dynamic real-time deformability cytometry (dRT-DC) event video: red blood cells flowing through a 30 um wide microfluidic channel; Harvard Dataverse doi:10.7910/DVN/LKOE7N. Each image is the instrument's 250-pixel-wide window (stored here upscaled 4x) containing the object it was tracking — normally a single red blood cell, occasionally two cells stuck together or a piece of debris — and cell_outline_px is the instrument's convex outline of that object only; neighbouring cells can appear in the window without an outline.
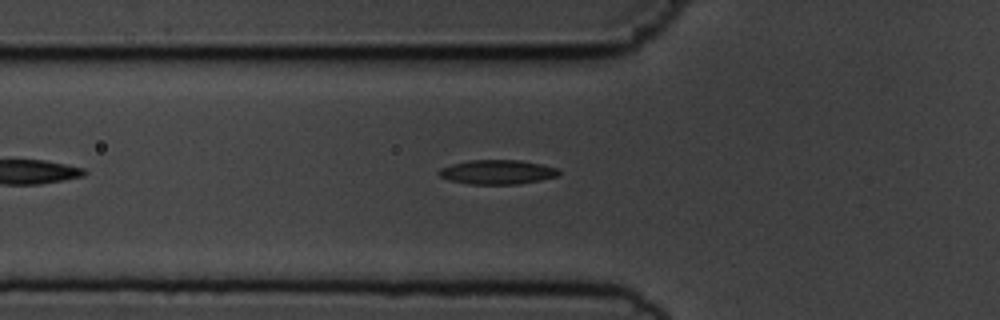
{"species": "common noctule bat (a hibernating species)", "species_latin": "Nyctalus noctula", "temperature_condition": "cold", "stored_images_in_passage": 37, "camera_frame_rate_fps": 3000, "um_per_image_px": 0.085, "animal": {"sex": "male", "body_mass_g": 19.5, "forearm_length_mm": 54.6}, "frame": {"image": 1, "passage_image": 4, "time_ms": 1.0, "image_size_px": [1000, 320], "cell_outline_px": [[560, 176], [540, 180], [516, 184], [468, 184], [448, 180], [440, 176], [436, 172], [440, 168], [452, 164], [468, 160], [520, 160], [540, 164], [556, 168], [560, 172]], "centroid_in_image_um": [42.24, 14.62], "position_along_channel_um": 83.6, "area_um2": 17.05}}
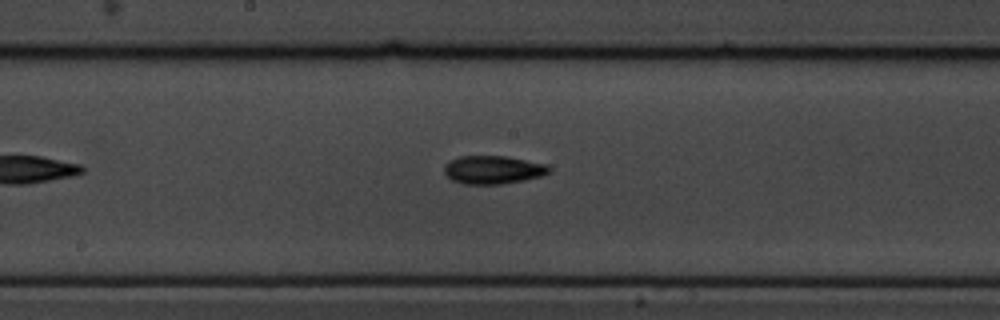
{"frame": {"image": 2, "passage_image": 14, "time_ms": 4.333, "image_size_px": [1000, 320], "cell_outline_px": [[552, 172], [540, 176], [524, 180], [500, 184], [464, 184], [452, 180], [444, 172], [444, 164], [460, 156], [508, 156], [548, 164], [552, 168]], "centroid_in_image_um": [41.96, 14.42], "position_along_channel_um": 206.2, "area_um2": 17.4}}
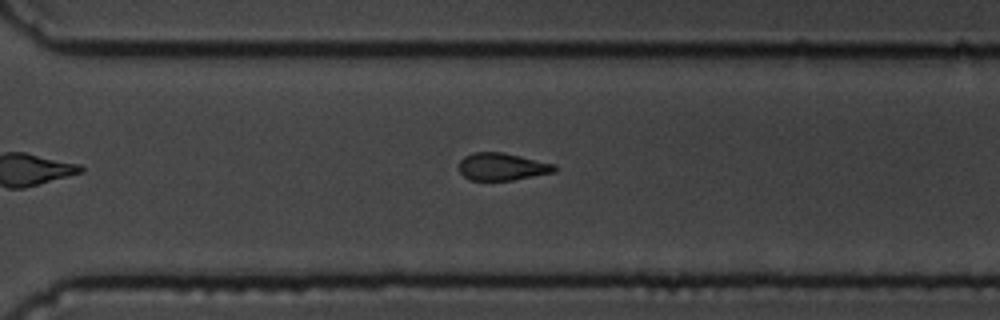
{"frame": {"image": 3, "passage_image": 24, "time_ms": 7.667, "image_size_px": [1000, 320], "cell_outline_px": [[556, 172], [512, 180], [468, 180], [460, 172], [460, 160], [464, 156], [472, 152], [504, 152], [556, 164]], "centroid_in_image_um": [42.69, 14.16], "position_along_channel_um": 327.9, "area_um2": 15.37}, "authors_computed_cell_mechanics": {"area_um2": 16.184, "velocity_mm_per_s": 3.6652, "shape_relaxation_time_tau1_ms": 3.9799, "shape_relaxation_time_tau2_ms": 8.3158, "deformation_change_tau1": 0.117, "deformation_change_tau2": 0.1758}}